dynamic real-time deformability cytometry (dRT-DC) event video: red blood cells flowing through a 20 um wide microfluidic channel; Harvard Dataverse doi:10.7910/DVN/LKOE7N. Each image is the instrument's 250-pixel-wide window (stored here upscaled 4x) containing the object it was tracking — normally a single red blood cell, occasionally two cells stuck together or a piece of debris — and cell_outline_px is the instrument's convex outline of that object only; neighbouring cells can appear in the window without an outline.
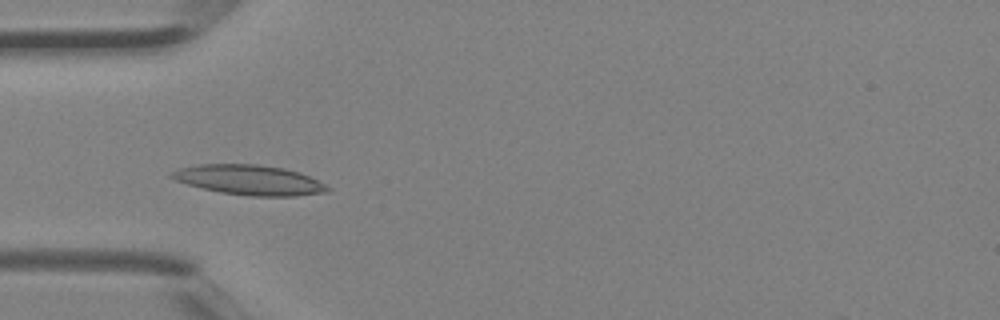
{"species": "Egyptian fruit bat (a non-hibernating species)", "species_latin": "Rousettus aegyptiacus", "temperature_condition": "room temperature", "stored_images_in_passage": 40, "camera_frame_rate_fps": 3000, "um_per_image_px": 0.085, "animal": {"sex": "female"}, "frame": {"image": 1, "passage_image": 13, "time_ms": 4.0, "image_size_px": [1000, 320], "cell_outline_px": [[332, 188], [328, 192], [296, 196], [252, 196], [220, 192], [188, 184], [176, 180], [168, 176], [168, 172], [180, 168], [200, 164], [256, 164], [284, 168], [300, 172]], "centroid_in_image_um": [21.2, 15.29], "position_along_channel_um": 63.8, "area_um2": 27.11}}
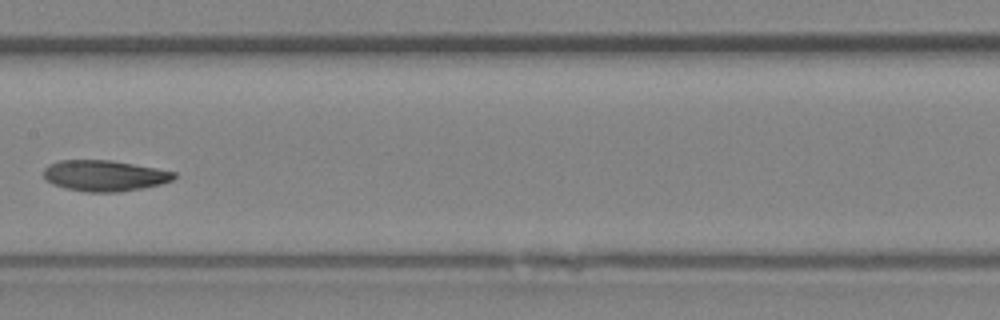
{"frame": {"image": 2, "passage_image": 21, "time_ms": 6.667, "image_size_px": [1000, 320], "cell_outline_px": [[176, 176], [172, 180], [160, 184], [120, 192], [88, 192], [64, 188], [52, 184], [44, 176], [44, 168], [48, 164], [60, 160], [112, 160], [156, 168], [176, 172]], "centroid_in_image_um": [8.87, 14.93], "position_along_channel_um": 198.5, "area_um2": 23.47}}
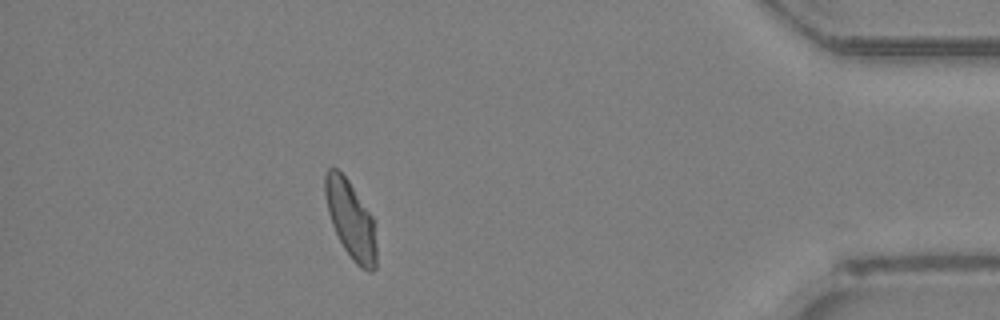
{"frame": {"image": 3, "passage_image": 36, "time_ms": 11.667, "image_size_px": [1000, 320], "cell_outline_px": [[376, 268], [372, 272], [368, 272], [360, 268], [352, 260], [344, 248], [332, 224], [328, 212], [324, 192], [324, 172], [328, 168], [336, 168], [348, 180], [376, 220]], "centroid_in_image_um": [29.84, 18.68], "position_along_channel_um": 405.4, "area_um2": 23.64}}